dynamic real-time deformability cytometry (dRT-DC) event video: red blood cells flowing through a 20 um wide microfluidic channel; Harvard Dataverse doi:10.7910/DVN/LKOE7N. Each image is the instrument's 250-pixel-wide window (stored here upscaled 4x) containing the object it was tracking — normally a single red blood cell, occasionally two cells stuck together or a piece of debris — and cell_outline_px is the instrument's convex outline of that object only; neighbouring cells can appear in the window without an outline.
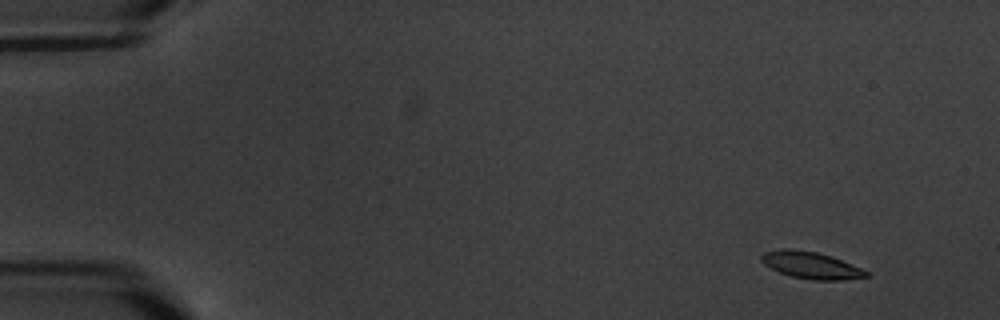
{"species": "common noctule bat (a hibernating species)", "species_latin": "Nyctalus noctula", "temperature_condition": "warm", "stored_images_in_passage": 7, "camera_frame_rate_fps": 3000, "um_per_image_px": 0.085, "animal": {"sex": "male", "body_mass_g": 20.1, "forearm_length_mm": 53.5}, "frame": {"image": 1, "passage_image": 2, "time_ms": 1.333, "image_size_px": [1000, 320], "cell_outline_px": [[868, 276], [844, 280], [812, 280], [792, 276], [780, 272], [764, 264], [760, 260], [760, 256], [764, 252], [784, 248], [816, 252], [832, 256], [860, 268], [868, 272]], "centroid_in_image_um": [68.92, 22.54], "position_along_channel_um": 16.1, "area_um2": 16.18}}
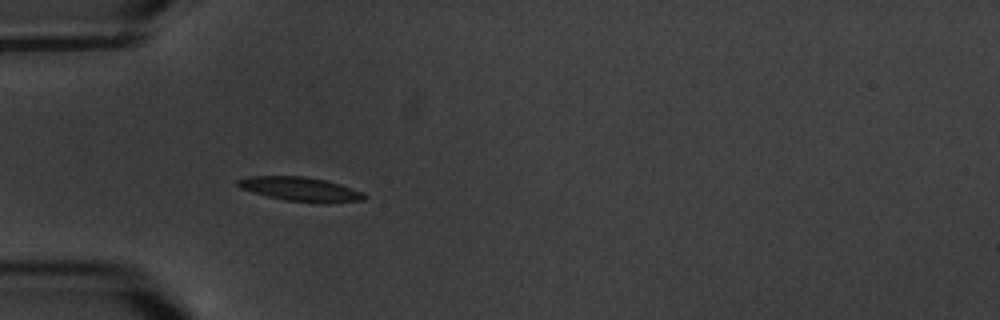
{"frame": {"image": 2, "passage_image": 6, "time_ms": 6.0, "image_size_px": [1000, 320], "cell_outline_px": [[368, 196], [364, 200], [284, 200], [268, 196], [240, 188], [236, 184], [236, 180], [248, 176], [304, 176], [324, 180], [340, 184], [364, 192]], "centroid_in_image_um": [25.44, 16.02], "position_along_channel_um": 59.6, "area_um2": 16.82}}